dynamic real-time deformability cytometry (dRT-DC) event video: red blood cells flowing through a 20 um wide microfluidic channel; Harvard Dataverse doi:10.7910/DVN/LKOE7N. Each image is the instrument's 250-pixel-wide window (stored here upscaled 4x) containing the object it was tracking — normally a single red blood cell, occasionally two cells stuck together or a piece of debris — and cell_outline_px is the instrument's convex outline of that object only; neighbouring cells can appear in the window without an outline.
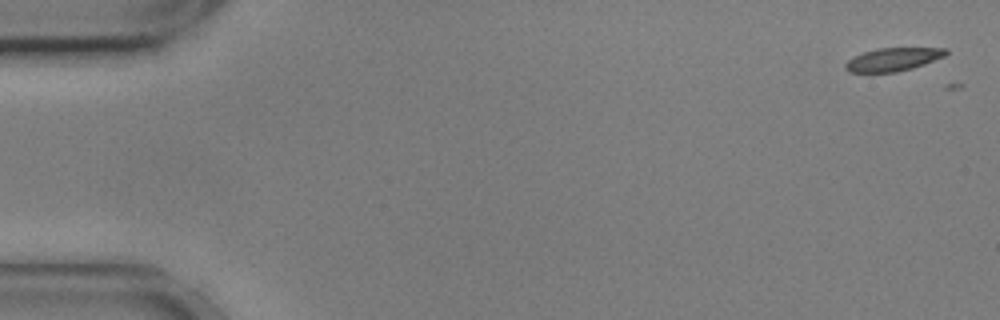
{"species": "common noctule bat (a hibernating species)", "species_latin": "Nyctalus noctula", "temperature_condition": "cold", "stored_images_in_passage": 3, "camera_frame_rate_fps": 3000, "um_per_image_px": 0.085, "animal": {"sex": "male", "body_mass_g": 17.9, "forearm_length_mm": 54.2}, "frame": {"image": 1, "passage_image": 2, "time_ms": 0.333, "image_size_px": [1000, 320], "cell_outline_px": [[948, 52], [944, 56], [924, 64], [912, 68], [896, 72], [848, 72], [844, 68], [844, 64], [852, 56], [876, 48], [948, 48]], "centroid_in_image_um": [75.87, 5.05], "position_along_channel_um": 9.1, "area_um2": 13.58}}